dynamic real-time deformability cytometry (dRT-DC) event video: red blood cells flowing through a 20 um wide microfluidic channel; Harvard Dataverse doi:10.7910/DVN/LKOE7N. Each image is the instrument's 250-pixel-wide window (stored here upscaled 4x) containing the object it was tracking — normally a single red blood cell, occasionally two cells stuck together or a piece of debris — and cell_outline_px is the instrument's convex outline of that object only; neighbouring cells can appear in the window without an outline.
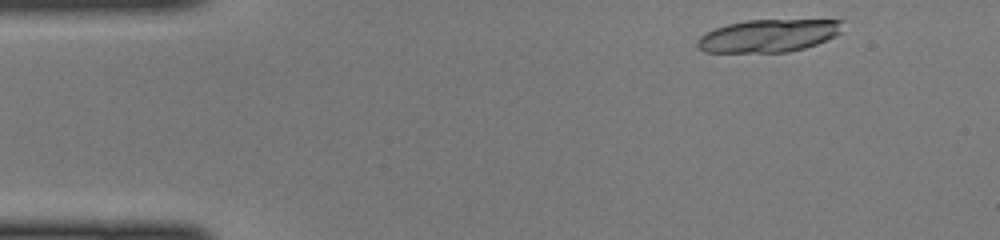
{"species": "common noctule bat (a hibernating species)", "species_latin": "Nyctalus noctula", "temperature_condition": "cold", "stored_images_in_passage": 12, "camera_frame_rate_fps": 3000, "um_per_image_px": 0.085, "animal": {"sex": "female", "body_mass_g": 22.0, "forearm_length_mm": 56.7}, "frame": {"image": 1, "passage_image": 2, "time_ms": 0.333, "image_size_px": [1000, 240], "cell_outline_px": [[844, 20], [840, 32], [836, 36], [816, 44], [804, 48], [788, 52], [704, 52], [696, 44], [696, 40], [700, 36], [716, 28], [728, 24], [744, 20]], "centroid_in_image_um": [65.32, 3.03], "position_along_channel_um": 19.7, "area_um2": 27.57}}